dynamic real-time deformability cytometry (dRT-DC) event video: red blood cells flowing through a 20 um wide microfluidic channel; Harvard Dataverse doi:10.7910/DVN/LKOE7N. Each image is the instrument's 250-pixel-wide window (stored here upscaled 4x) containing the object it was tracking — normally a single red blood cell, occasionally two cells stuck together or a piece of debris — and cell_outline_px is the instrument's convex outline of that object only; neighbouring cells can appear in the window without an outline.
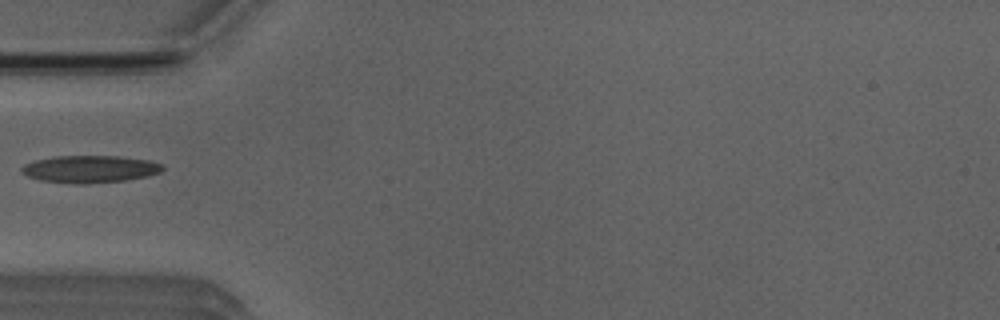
{"species": "Egyptian fruit bat (a non-hibernating species)", "species_latin": "Rousettus aegyptiacus", "temperature_condition": "room temperature", "stored_images_in_passage": 7, "camera_frame_rate_fps": 3000, "um_per_image_px": 0.085, "animal": {"sex": "male"}, "frame": {"image": 1, "passage_image": 5, "time_ms": 4.667, "image_size_px": [1000, 320], "cell_outline_px": [[164, 168], [160, 172], [148, 176], [124, 180], [84, 184], [76, 184], [40, 180], [28, 176], [20, 168], [24, 164], [36, 160], [52, 156], [120, 156], [148, 160], [164, 164]], "centroid_in_image_um": [7.66, 14.36], "position_along_channel_um": 77.3, "area_um2": 22.37}}